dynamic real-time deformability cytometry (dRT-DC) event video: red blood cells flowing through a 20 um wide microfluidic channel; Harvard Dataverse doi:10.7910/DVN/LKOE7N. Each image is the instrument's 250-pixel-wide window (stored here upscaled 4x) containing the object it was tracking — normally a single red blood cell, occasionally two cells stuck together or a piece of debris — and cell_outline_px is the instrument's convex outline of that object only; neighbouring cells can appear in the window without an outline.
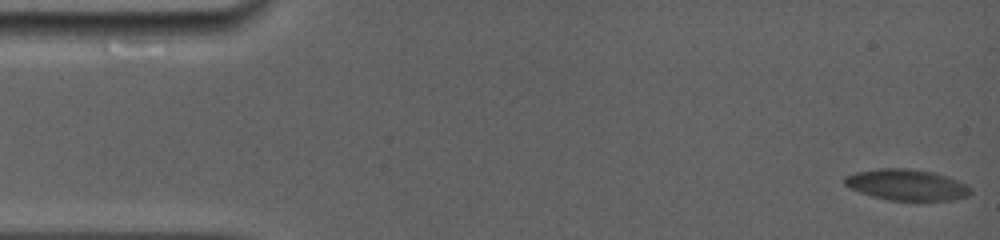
{"species": "common noctule bat (a hibernating species)", "species_latin": "Nyctalus noctula", "temperature_condition": "room temperature", "stored_images_in_passage": 72, "camera_frame_rate_fps": 5000, "um_per_image_px": 0.085, "animal": {"sex": "female", "body_mass_g": 19.0, "forearm_length_mm": 56.7}, "frame": {"image": 1, "passage_image": 1, "time_ms": 0.0, "image_size_px": [1000, 240], "cell_outline_px": [[972, 192], [968, 196], [956, 200], [916, 204], [888, 200], [872, 196], [848, 188], [844, 184], [844, 176], [856, 172], [880, 168], [908, 168], [932, 172], [948, 176], [972, 188]], "centroid_in_image_um": [77.11, 15.77], "position_along_channel_um": 7.9, "area_um2": 23.87}}
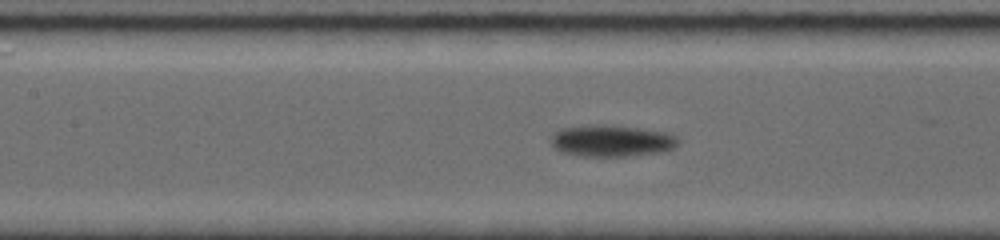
{"frame": {"image": 2, "passage_image": 32, "time_ms": 7.4, "image_size_px": [1000, 240], "cell_outline_px": [[680, 140], [672, 148], [664, 152], [628, 156], [576, 156], [560, 152], [552, 148], [548, 136], [564, 128], [588, 124], [596, 124], [640, 128], [668, 132], [676, 136]], "centroid_in_image_um": [51.93, 11.97], "position_along_channel_um": 155.5, "area_um2": 23.87}}
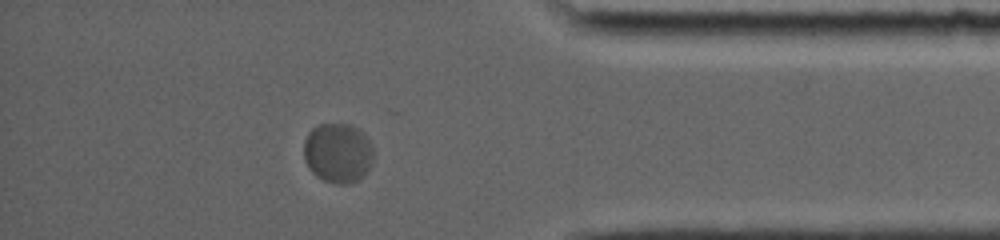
{"frame": {"image": 3, "passage_image": 62, "time_ms": 14.6, "image_size_px": [1000, 240], "cell_outline_px": [[372, 164], [364, 176], [348, 184], [336, 184], [324, 180], [316, 176], [308, 168], [304, 160], [304, 140], [308, 132], [312, 128], [320, 124], [352, 124], [372, 144]], "centroid_in_image_um": [28.7, 13.01], "position_along_channel_um": 406.5, "area_um2": 24.33}, "authors_computed_cell_mechanics": {"area_um2": 23.12, "velocity_mm_per_s": 3.6655, "shape_relaxation_time_tau1_ms": 5.0261, "shape_relaxation_time_tau2_ms": null, "deformation_change_tau1": 0.1209, "deformation_change_tau2": null}}